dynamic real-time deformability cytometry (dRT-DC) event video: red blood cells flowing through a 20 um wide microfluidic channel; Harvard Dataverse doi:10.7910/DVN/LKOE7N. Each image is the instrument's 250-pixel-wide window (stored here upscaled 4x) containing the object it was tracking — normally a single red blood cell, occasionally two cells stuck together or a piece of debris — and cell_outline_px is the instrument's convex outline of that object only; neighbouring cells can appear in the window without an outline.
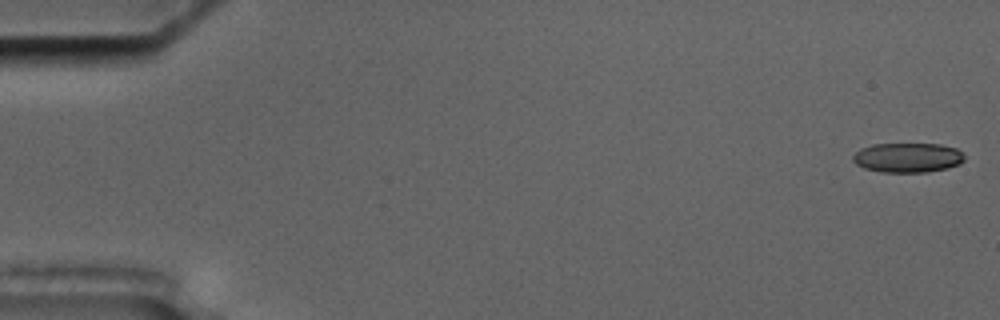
{"species": "common noctule bat (a hibernating species)", "species_latin": "Nyctalus noctula", "temperature_condition": "cold", "stored_images_in_passage": 6, "camera_frame_rate_fps": 3000, "um_per_image_px": 0.085, "animal": {"sex": "male", "body_mass_g": 17.5, "forearm_length_mm": 52.3}, "frame": {"image": 1, "passage_image": 1, "time_ms": 0.0, "image_size_px": [1000, 320], "cell_outline_px": [[964, 160], [960, 164], [948, 168], [928, 172], [880, 172], [864, 168], [856, 164], [852, 160], [852, 156], [860, 148], [872, 144], [940, 144], [956, 148], [964, 152]], "centroid_in_image_um": [77.16, 13.4], "position_along_channel_um": 7.8, "area_um2": 19.48}}
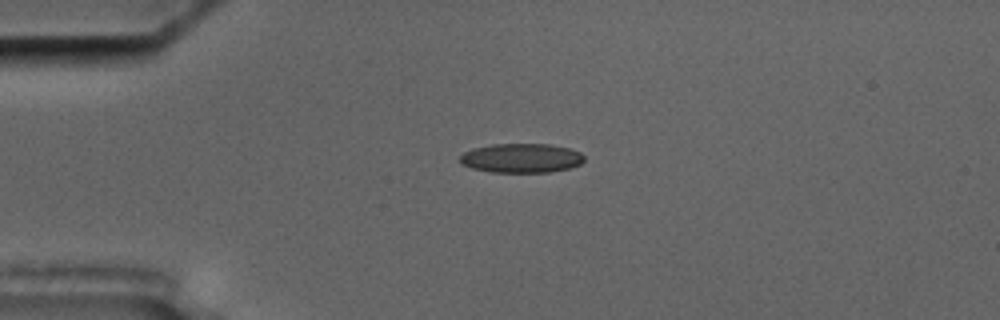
{"frame": {"image": 2, "passage_image": 5, "time_ms": 4.333, "image_size_px": [1000, 320], "cell_outline_px": [[584, 160], [580, 164], [568, 168], [548, 172], [492, 172], [472, 168], [464, 164], [460, 160], [460, 156], [464, 152], [472, 148], [492, 144], [548, 144], [568, 148], [580, 152], [584, 156]], "centroid_in_image_um": [44.31, 13.43], "position_along_channel_um": 40.7, "area_um2": 21.04}}